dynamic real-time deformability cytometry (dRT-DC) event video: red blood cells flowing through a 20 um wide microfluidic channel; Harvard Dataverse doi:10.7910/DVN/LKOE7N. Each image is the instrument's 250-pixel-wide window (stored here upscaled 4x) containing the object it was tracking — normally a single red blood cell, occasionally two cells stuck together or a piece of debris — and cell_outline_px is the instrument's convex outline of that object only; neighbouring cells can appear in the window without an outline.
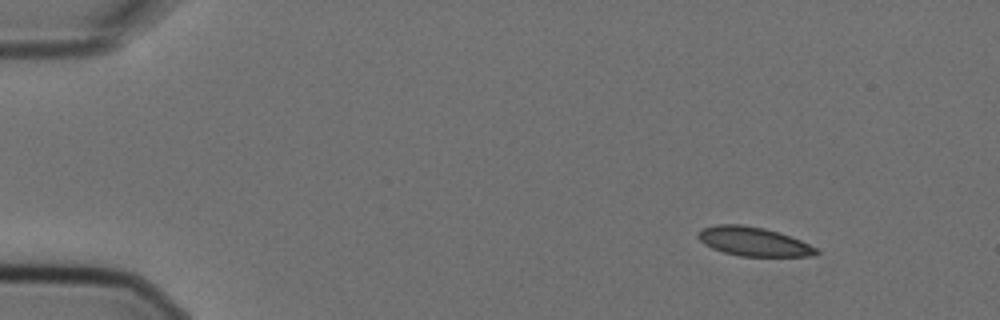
{"species": "Egyptian fruit bat (a non-hibernating species)", "species_latin": "Rousettus aegyptiacus", "temperature_condition": "cold", "stored_images_in_passage": 5, "camera_frame_rate_fps": 3000, "um_per_image_px": 0.085, "animal": {"sex": "female"}, "frame": {"image": 1, "passage_image": 1, "time_ms": 0.0, "image_size_px": [1000, 320], "cell_outline_px": [[820, 252], [816, 256], [740, 256], [724, 252], [712, 248], [704, 244], [696, 236], [696, 232], [704, 228], [716, 224], [740, 224], [764, 228], [800, 240], [816, 248]], "centroid_in_image_um": [64.01, 20.53], "position_along_channel_um": 21.0, "area_um2": 19.83}}
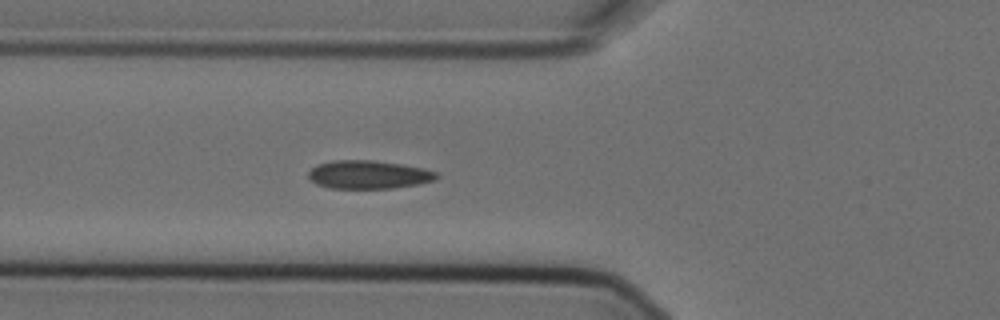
{"frame": {"image": 2, "passage_image": 5, "time_ms": 1.333, "image_size_px": [1000, 320], "cell_outline_px": [[440, 176], [436, 180], [420, 184], [392, 188], [328, 188], [316, 184], [308, 176], [308, 172], [316, 164], [332, 160], [372, 160], [400, 164], [424, 168], [436, 172]], "centroid_in_image_um": [31.33, 14.84], "position_along_channel_um": 94.5, "area_um2": 21.27}}